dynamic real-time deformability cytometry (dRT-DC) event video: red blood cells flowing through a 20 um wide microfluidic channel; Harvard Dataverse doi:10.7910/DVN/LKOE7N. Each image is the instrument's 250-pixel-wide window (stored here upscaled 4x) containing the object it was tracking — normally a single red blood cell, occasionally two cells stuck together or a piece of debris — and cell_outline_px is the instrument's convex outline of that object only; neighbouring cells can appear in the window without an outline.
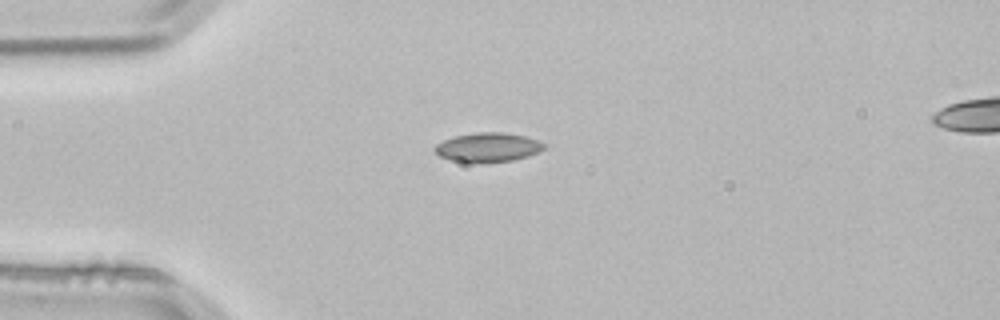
{"species": "common noctule bat (a hibernating species)", "species_latin": "Nyctalus noctula", "temperature_condition": "room temperature", "stored_images_in_passage": 2, "segment_of_instrument_passage": [1, 2], "camera_frame_rate_fps": 3000, "um_per_image_px": 0.085, "animal": {"sex": "male", "body_mass_g": 21.5, "forearm_length_mm": 52.0}, "frame": {"image": 1, "passage_image": 1, "time_ms": 0.0, "image_size_px": [1000, 320], "cell_outline_px": [[548, 148], [540, 152], [528, 156], [512, 160], [452, 160], [440, 156], [432, 148], [436, 144], [452, 136], [476, 132], [504, 132], [524, 136], [540, 140], [548, 144]], "centroid_in_image_um": [41.55, 12.47], "position_along_channel_um": 43.4, "area_um2": 18.26}}